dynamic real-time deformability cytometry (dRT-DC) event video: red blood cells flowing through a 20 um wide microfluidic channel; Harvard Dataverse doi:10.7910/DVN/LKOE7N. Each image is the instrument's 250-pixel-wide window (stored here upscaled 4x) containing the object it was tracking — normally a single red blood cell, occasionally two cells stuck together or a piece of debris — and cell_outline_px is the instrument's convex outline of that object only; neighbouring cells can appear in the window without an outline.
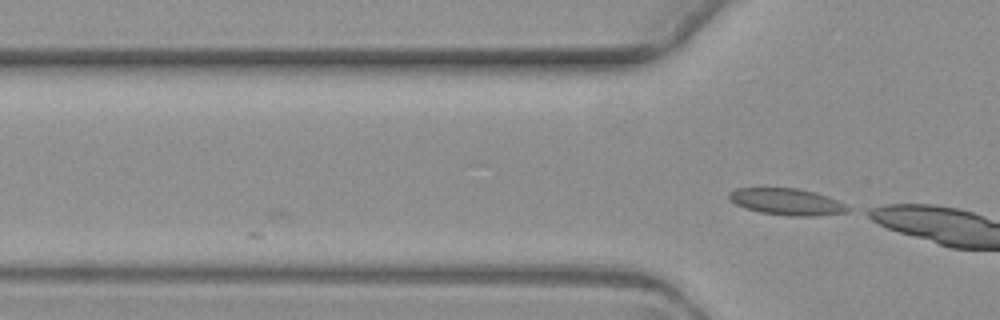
{"species": "common noctule bat (a hibernating species)", "species_latin": "Nyctalus noctula", "temperature_condition": "warm", "stored_images_in_passage": 2, "camera_frame_rate_fps": 3000, "um_per_image_px": 0.085, "animal": {"sex": "female", "body_mass_g": 19.3, "forearm_length_mm": 54.1}, "frame": {"image": 1, "passage_image": 2, "time_ms": 1.333, "image_size_px": [1000, 320], "cell_outline_px": [[852, 208], [848, 212], [816, 216], [792, 216], [760, 212], [744, 208], [728, 200], [728, 192], [736, 188], [796, 188], [816, 192], [828, 196]], "centroid_in_image_um": [66.87, 17.15], "position_along_channel_um": 58.9, "area_um2": 18.55}}